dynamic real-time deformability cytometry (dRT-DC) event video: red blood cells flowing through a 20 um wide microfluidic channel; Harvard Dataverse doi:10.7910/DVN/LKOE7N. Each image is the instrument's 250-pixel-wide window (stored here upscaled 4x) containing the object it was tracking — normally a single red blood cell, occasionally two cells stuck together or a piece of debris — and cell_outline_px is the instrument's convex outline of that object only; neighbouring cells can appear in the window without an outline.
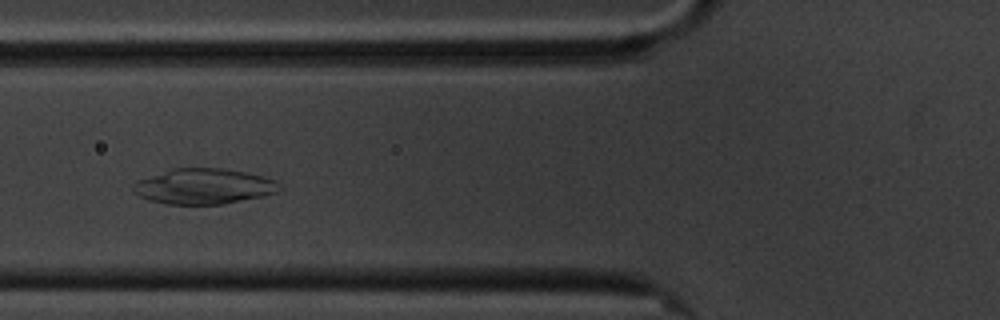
{"species": "common noctule bat (a hibernating species)", "species_latin": "Nyctalus noctula", "temperature_condition": "cold", "stored_images_in_passage": 55, "camera_frame_rate_fps": 3000, "um_per_image_px": 0.085, "animal": {"sex": "male", "body_mass_g": 20.1, "forearm_length_mm": 53.5}, "frame": {"image": 1, "passage_image": 18, "time_ms": 5.667, "image_size_px": [1000, 320], "cell_outline_px": [[284, 188], [276, 192], [264, 196], [220, 204], [168, 204], [148, 200], [132, 192], [132, 184], [136, 180], [172, 168], [220, 168], [244, 172], [264, 176], [276, 180]], "centroid_in_image_um": [17.31, 15.83], "position_along_channel_um": 108.5, "area_um2": 30.4}}
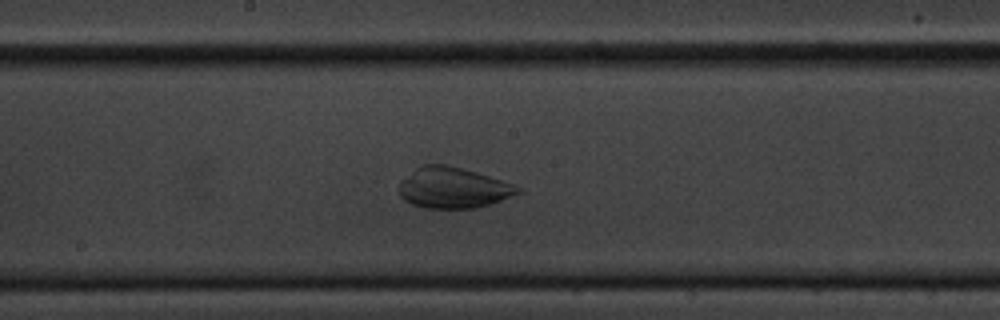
{"frame": {"image": 2, "passage_image": 27, "time_ms": 8.667, "image_size_px": [1000, 320], "cell_outline_px": [[524, 192], [492, 204], [476, 208], [428, 208], [412, 204], [404, 200], [400, 196], [396, 188], [400, 180], [416, 168], [424, 164], [448, 164], [476, 172], [512, 184], [520, 188]], "centroid_in_image_um": [38.49, 15.97], "position_along_channel_um": 209.7, "area_um2": 28.5}}
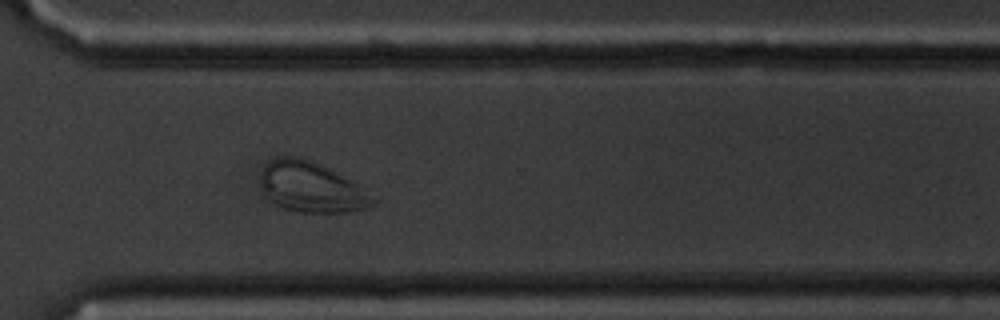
{"frame": {"image": 3, "passage_image": 39, "time_ms": 12.667, "image_size_px": [1000, 320], "cell_outline_px": [[376, 204], [364, 208], [344, 212], [300, 212], [284, 208], [276, 204], [264, 196], [260, 184], [260, 176], [264, 168], [276, 156], [300, 156], [328, 168], [356, 184], [376, 200]], "centroid_in_image_um": [26.4, 15.91], "position_along_channel_um": 344.2, "area_um2": 32.43}}